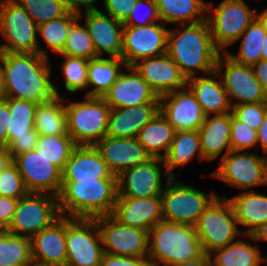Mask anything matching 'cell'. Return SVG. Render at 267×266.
I'll list each match as a JSON object with an SVG mask.
<instances>
[{"mask_svg":"<svg viewBox=\"0 0 267 266\" xmlns=\"http://www.w3.org/2000/svg\"><path fill=\"white\" fill-rule=\"evenodd\" d=\"M231 112L237 119L257 131L267 114V102L235 105Z\"/></svg>","mask_w":267,"mask_h":266,"instance_id":"cell-47","label":"cell"},{"mask_svg":"<svg viewBox=\"0 0 267 266\" xmlns=\"http://www.w3.org/2000/svg\"><path fill=\"white\" fill-rule=\"evenodd\" d=\"M64 105L67 131L76 146H95L106 136L111 108L102 97L70 101L64 95Z\"/></svg>","mask_w":267,"mask_h":266,"instance_id":"cell-5","label":"cell"},{"mask_svg":"<svg viewBox=\"0 0 267 266\" xmlns=\"http://www.w3.org/2000/svg\"><path fill=\"white\" fill-rule=\"evenodd\" d=\"M61 216L58 197L48 193H28L18 200L6 231L31 238Z\"/></svg>","mask_w":267,"mask_h":266,"instance_id":"cell-11","label":"cell"},{"mask_svg":"<svg viewBox=\"0 0 267 266\" xmlns=\"http://www.w3.org/2000/svg\"><path fill=\"white\" fill-rule=\"evenodd\" d=\"M75 147L69 135H39L35 151L63 172Z\"/></svg>","mask_w":267,"mask_h":266,"instance_id":"cell-40","label":"cell"},{"mask_svg":"<svg viewBox=\"0 0 267 266\" xmlns=\"http://www.w3.org/2000/svg\"><path fill=\"white\" fill-rule=\"evenodd\" d=\"M100 231L103 252L117 256L147 258L148 232L120 224L111 215L94 218Z\"/></svg>","mask_w":267,"mask_h":266,"instance_id":"cell-15","label":"cell"},{"mask_svg":"<svg viewBox=\"0 0 267 266\" xmlns=\"http://www.w3.org/2000/svg\"><path fill=\"white\" fill-rule=\"evenodd\" d=\"M13 162L29 193H48L58 196L62 172L35 150L17 155Z\"/></svg>","mask_w":267,"mask_h":266,"instance_id":"cell-17","label":"cell"},{"mask_svg":"<svg viewBox=\"0 0 267 266\" xmlns=\"http://www.w3.org/2000/svg\"><path fill=\"white\" fill-rule=\"evenodd\" d=\"M219 160L220 164L209 175L211 178L236 187L240 192L267 186V156L259 155L255 151L231 150Z\"/></svg>","mask_w":267,"mask_h":266,"instance_id":"cell-10","label":"cell"},{"mask_svg":"<svg viewBox=\"0 0 267 266\" xmlns=\"http://www.w3.org/2000/svg\"><path fill=\"white\" fill-rule=\"evenodd\" d=\"M219 197L227 198L236 215L239 229L243 235H252L257 228L267 221V195L257 190L243 191L229 198L227 195ZM243 231V232H242Z\"/></svg>","mask_w":267,"mask_h":266,"instance_id":"cell-29","label":"cell"},{"mask_svg":"<svg viewBox=\"0 0 267 266\" xmlns=\"http://www.w3.org/2000/svg\"><path fill=\"white\" fill-rule=\"evenodd\" d=\"M31 265V239L0 230V266Z\"/></svg>","mask_w":267,"mask_h":266,"instance_id":"cell-39","label":"cell"},{"mask_svg":"<svg viewBox=\"0 0 267 266\" xmlns=\"http://www.w3.org/2000/svg\"><path fill=\"white\" fill-rule=\"evenodd\" d=\"M117 178L95 146H76L62 172V181H95Z\"/></svg>","mask_w":267,"mask_h":266,"instance_id":"cell-25","label":"cell"},{"mask_svg":"<svg viewBox=\"0 0 267 266\" xmlns=\"http://www.w3.org/2000/svg\"><path fill=\"white\" fill-rule=\"evenodd\" d=\"M31 256L37 266H66V216L31 238Z\"/></svg>","mask_w":267,"mask_h":266,"instance_id":"cell-22","label":"cell"},{"mask_svg":"<svg viewBox=\"0 0 267 266\" xmlns=\"http://www.w3.org/2000/svg\"><path fill=\"white\" fill-rule=\"evenodd\" d=\"M160 21L165 25L194 24L206 20L204 0H155Z\"/></svg>","mask_w":267,"mask_h":266,"instance_id":"cell-33","label":"cell"},{"mask_svg":"<svg viewBox=\"0 0 267 266\" xmlns=\"http://www.w3.org/2000/svg\"><path fill=\"white\" fill-rule=\"evenodd\" d=\"M160 111V103H145L135 107L111 108L106 136L135 138L139 131Z\"/></svg>","mask_w":267,"mask_h":266,"instance_id":"cell-26","label":"cell"},{"mask_svg":"<svg viewBox=\"0 0 267 266\" xmlns=\"http://www.w3.org/2000/svg\"><path fill=\"white\" fill-rule=\"evenodd\" d=\"M261 13L250 8L245 0H223L216 7L213 2H207L206 19L215 47L226 53Z\"/></svg>","mask_w":267,"mask_h":266,"instance_id":"cell-6","label":"cell"},{"mask_svg":"<svg viewBox=\"0 0 267 266\" xmlns=\"http://www.w3.org/2000/svg\"><path fill=\"white\" fill-rule=\"evenodd\" d=\"M267 33V8L258 15L236 41L240 42L237 54L227 51L235 62L253 66L262 59V41Z\"/></svg>","mask_w":267,"mask_h":266,"instance_id":"cell-32","label":"cell"},{"mask_svg":"<svg viewBox=\"0 0 267 266\" xmlns=\"http://www.w3.org/2000/svg\"><path fill=\"white\" fill-rule=\"evenodd\" d=\"M57 197L63 216L94 219L111 215L118 197L117 178L62 181Z\"/></svg>","mask_w":267,"mask_h":266,"instance_id":"cell-3","label":"cell"},{"mask_svg":"<svg viewBox=\"0 0 267 266\" xmlns=\"http://www.w3.org/2000/svg\"><path fill=\"white\" fill-rule=\"evenodd\" d=\"M195 156L199 158L200 162L206 161L201 150L198 131H176L169 151L163 158L169 177H178L173 171L187 166Z\"/></svg>","mask_w":267,"mask_h":266,"instance_id":"cell-31","label":"cell"},{"mask_svg":"<svg viewBox=\"0 0 267 266\" xmlns=\"http://www.w3.org/2000/svg\"><path fill=\"white\" fill-rule=\"evenodd\" d=\"M79 19L78 14L74 12H68L65 16L42 23L38 25V42L42 38L45 47L39 48V54L49 58L48 50L50 49L59 54L66 43L67 36L69 34L71 26ZM40 35V36H39Z\"/></svg>","mask_w":267,"mask_h":266,"instance_id":"cell-37","label":"cell"},{"mask_svg":"<svg viewBox=\"0 0 267 266\" xmlns=\"http://www.w3.org/2000/svg\"><path fill=\"white\" fill-rule=\"evenodd\" d=\"M111 216L122 225L141 228L149 232L163 220L161 196L117 197Z\"/></svg>","mask_w":267,"mask_h":266,"instance_id":"cell-23","label":"cell"},{"mask_svg":"<svg viewBox=\"0 0 267 266\" xmlns=\"http://www.w3.org/2000/svg\"><path fill=\"white\" fill-rule=\"evenodd\" d=\"M34 128L39 135H69L64 97L55 96L37 105Z\"/></svg>","mask_w":267,"mask_h":266,"instance_id":"cell-36","label":"cell"},{"mask_svg":"<svg viewBox=\"0 0 267 266\" xmlns=\"http://www.w3.org/2000/svg\"><path fill=\"white\" fill-rule=\"evenodd\" d=\"M0 52L39 53L38 25L15 0H0Z\"/></svg>","mask_w":267,"mask_h":266,"instance_id":"cell-9","label":"cell"},{"mask_svg":"<svg viewBox=\"0 0 267 266\" xmlns=\"http://www.w3.org/2000/svg\"><path fill=\"white\" fill-rule=\"evenodd\" d=\"M82 19H78L70 28L63 50L57 55L83 58L86 60L97 58L93 40Z\"/></svg>","mask_w":267,"mask_h":266,"instance_id":"cell-41","label":"cell"},{"mask_svg":"<svg viewBox=\"0 0 267 266\" xmlns=\"http://www.w3.org/2000/svg\"><path fill=\"white\" fill-rule=\"evenodd\" d=\"M261 145L262 155L267 156V114L257 130V147Z\"/></svg>","mask_w":267,"mask_h":266,"instance_id":"cell-55","label":"cell"},{"mask_svg":"<svg viewBox=\"0 0 267 266\" xmlns=\"http://www.w3.org/2000/svg\"><path fill=\"white\" fill-rule=\"evenodd\" d=\"M103 254L96 220L66 216V266H100Z\"/></svg>","mask_w":267,"mask_h":266,"instance_id":"cell-12","label":"cell"},{"mask_svg":"<svg viewBox=\"0 0 267 266\" xmlns=\"http://www.w3.org/2000/svg\"><path fill=\"white\" fill-rule=\"evenodd\" d=\"M13 162V158L7 148L0 147V172Z\"/></svg>","mask_w":267,"mask_h":266,"instance_id":"cell-58","label":"cell"},{"mask_svg":"<svg viewBox=\"0 0 267 266\" xmlns=\"http://www.w3.org/2000/svg\"><path fill=\"white\" fill-rule=\"evenodd\" d=\"M249 240L259 243L260 241L267 242V221L255 230L252 235H249Z\"/></svg>","mask_w":267,"mask_h":266,"instance_id":"cell-57","label":"cell"},{"mask_svg":"<svg viewBox=\"0 0 267 266\" xmlns=\"http://www.w3.org/2000/svg\"><path fill=\"white\" fill-rule=\"evenodd\" d=\"M159 99L160 112L176 131H198L202 126L206 115L188 86Z\"/></svg>","mask_w":267,"mask_h":266,"instance_id":"cell-18","label":"cell"},{"mask_svg":"<svg viewBox=\"0 0 267 266\" xmlns=\"http://www.w3.org/2000/svg\"><path fill=\"white\" fill-rule=\"evenodd\" d=\"M202 253L194 226L161 220L148 232L150 266H175Z\"/></svg>","mask_w":267,"mask_h":266,"instance_id":"cell-4","label":"cell"},{"mask_svg":"<svg viewBox=\"0 0 267 266\" xmlns=\"http://www.w3.org/2000/svg\"><path fill=\"white\" fill-rule=\"evenodd\" d=\"M9 108L7 102L4 100L0 102V147L7 148V119Z\"/></svg>","mask_w":267,"mask_h":266,"instance_id":"cell-53","label":"cell"},{"mask_svg":"<svg viewBox=\"0 0 267 266\" xmlns=\"http://www.w3.org/2000/svg\"><path fill=\"white\" fill-rule=\"evenodd\" d=\"M39 134L35 128L30 129V135L16 136L7 146L12 158L22 153L35 150Z\"/></svg>","mask_w":267,"mask_h":266,"instance_id":"cell-49","label":"cell"},{"mask_svg":"<svg viewBox=\"0 0 267 266\" xmlns=\"http://www.w3.org/2000/svg\"><path fill=\"white\" fill-rule=\"evenodd\" d=\"M231 150L251 151L257 147V131L241 120L237 119L231 112Z\"/></svg>","mask_w":267,"mask_h":266,"instance_id":"cell-44","label":"cell"},{"mask_svg":"<svg viewBox=\"0 0 267 266\" xmlns=\"http://www.w3.org/2000/svg\"><path fill=\"white\" fill-rule=\"evenodd\" d=\"M126 64L121 58L97 57L88 63V85L84 96L103 97Z\"/></svg>","mask_w":267,"mask_h":266,"instance_id":"cell-34","label":"cell"},{"mask_svg":"<svg viewBox=\"0 0 267 266\" xmlns=\"http://www.w3.org/2000/svg\"><path fill=\"white\" fill-rule=\"evenodd\" d=\"M6 91L4 87V79H3V73L0 67V102L6 100Z\"/></svg>","mask_w":267,"mask_h":266,"instance_id":"cell-59","label":"cell"},{"mask_svg":"<svg viewBox=\"0 0 267 266\" xmlns=\"http://www.w3.org/2000/svg\"><path fill=\"white\" fill-rule=\"evenodd\" d=\"M187 86L194 93L206 116L231 112L232 105L216 70L206 75L191 77L187 80Z\"/></svg>","mask_w":267,"mask_h":266,"instance_id":"cell-27","label":"cell"},{"mask_svg":"<svg viewBox=\"0 0 267 266\" xmlns=\"http://www.w3.org/2000/svg\"><path fill=\"white\" fill-rule=\"evenodd\" d=\"M97 1L98 0H64L67 10L76 14H80L83 11L99 9L95 6Z\"/></svg>","mask_w":267,"mask_h":266,"instance_id":"cell-52","label":"cell"},{"mask_svg":"<svg viewBox=\"0 0 267 266\" xmlns=\"http://www.w3.org/2000/svg\"><path fill=\"white\" fill-rule=\"evenodd\" d=\"M215 70L222 80L232 107L243 103L267 102L252 66L237 63L227 53H220Z\"/></svg>","mask_w":267,"mask_h":266,"instance_id":"cell-13","label":"cell"},{"mask_svg":"<svg viewBox=\"0 0 267 266\" xmlns=\"http://www.w3.org/2000/svg\"><path fill=\"white\" fill-rule=\"evenodd\" d=\"M175 266H211L209 255L204 252L196 259L179 263Z\"/></svg>","mask_w":267,"mask_h":266,"instance_id":"cell-56","label":"cell"},{"mask_svg":"<svg viewBox=\"0 0 267 266\" xmlns=\"http://www.w3.org/2000/svg\"><path fill=\"white\" fill-rule=\"evenodd\" d=\"M178 28V29H177ZM180 28V29H179ZM188 80L215 71L220 51L215 47L207 19L194 24L170 28L167 52Z\"/></svg>","mask_w":267,"mask_h":266,"instance_id":"cell-2","label":"cell"},{"mask_svg":"<svg viewBox=\"0 0 267 266\" xmlns=\"http://www.w3.org/2000/svg\"><path fill=\"white\" fill-rule=\"evenodd\" d=\"M19 199L0 196V230H6L15 214Z\"/></svg>","mask_w":267,"mask_h":266,"instance_id":"cell-51","label":"cell"},{"mask_svg":"<svg viewBox=\"0 0 267 266\" xmlns=\"http://www.w3.org/2000/svg\"><path fill=\"white\" fill-rule=\"evenodd\" d=\"M248 239L249 235H242L237 241L210 253L211 266H261L263 263L267 266V255H262L257 242L254 245Z\"/></svg>","mask_w":267,"mask_h":266,"instance_id":"cell-30","label":"cell"},{"mask_svg":"<svg viewBox=\"0 0 267 266\" xmlns=\"http://www.w3.org/2000/svg\"><path fill=\"white\" fill-rule=\"evenodd\" d=\"M144 9V10H143ZM160 22L155 0H137L124 26H148Z\"/></svg>","mask_w":267,"mask_h":266,"instance_id":"cell-46","label":"cell"},{"mask_svg":"<svg viewBox=\"0 0 267 266\" xmlns=\"http://www.w3.org/2000/svg\"><path fill=\"white\" fill-rule=\"evenodd\" d=\"M163 176L170 178L163 159L157 157H151L135 167L125 169L117 176L118 197L161 196L166 185V181L162 183Z\"/></svg>","mask_w":267,"mask_h":266,"instance_id":"cell-14","label":"cell"},{"mask_svg":"<svg viewBox=\"0 0 267 266\" xmlns=\"http://www.w3.org/2000/svg\"><path fill=\"white\" fill-rule=\"evenodd\" d=\"M255 77L262 85L264 94L267 98V60L261 59L259 62L252 66Z\"/></svg>","mask_w":267,"mask_h":266,"instance_id":"cell-54","label":"cell"},{"mask_svg":"<svg viewBox=\"0 0 267 266\" xmlns=\"http://www.w3.org/2000/svg\"><path fill=\"white\" fill-rule=\"evenodd\" d=\"M28 193L14 162L0 172V196L20 199Z\"/></svg>","mask_w":267,"mask_h":266,"instance_id":"cell-45","label":"cell"},{"mask_svg":"<svg viewBox=\"0 0 267 266\" xmlns=\"http://www.w3.org/2000/svg\"><path fill=\"white\" fill-rule=\"evenodd\" d=\"M31 16L37 25L57 20L69 11L64 0H15Z\"/></svg>","mask_w":267,"mask_h":266,"instance_id":"cell-43","label":"cell"},{"mask_svg":"<svg viewBox=\"0 0 267 266\" xmlns=\"http://www.w3.org/2000/svg\"><path fill=\"white\" fill-rule=\"evenodd\" d=\"M78 16L79 19L82 17L85 19L84 24L93 40L98 57L121 58L123 22L105 14L100 9L85 11Z\"/></svg>","mask_w":267,"mask_h":266,"instance_id":"cell-20","label":"cell"},{"mask_svg":"<svg viewBox=\"0 0 267 266\" xmlns=\"http://www.w3.org/2000/svg\"><path fill=\"white\" fill-rule=\"evenodd\" d=\"M95 147L110 171L117 176L123 170L135 167L151 158L136 137L114 138L105 136Z\"/></svg>","mask_w":267,"mask_h":266,"instance_id":"cell-24","label":"cell"},{"mask_svg":"<svg viewBox=\"0 0 267 266\" xmlns=\"http://www.w3.org/2000/svg\"><path fill=\"white\" fill-rule=\"evenodd\" d=\"M39 53L0 52L7 98L44 103L60 96L59 87L52 80V64Z\"/></svg>","mask_w":267,"mask_h":266,"instance_id":"cell-1","label":"cell"},{"mask_svg":"<svg viewBox=\"0 0 267 266\" xmlns=\"http://www.w3.org/2000/svg\"><path fill=\"white\" fill-rule=\"evenodd\" d=\"M102 98L110 108L135 107L145 103H160L157 94L133 66L123 67L116 81Z\"/></svg>","mask_w":267,"mask_h":266,"instance_id":"cell-19","label":"cell"},{"mask_svg":"<svg viewBox=\"0 0 267 266\" xmlns=\"http://www.w3.org/2000/svg\"><path fill=\"white\" fill-rule=\"evenodd\" d=\"M133 67L158 97L187 86V79L167 53L142 59Z\"/></svg>","mask_w":267,"mask_h":266,"instance_id":"cell-21","label":"cell"},{"mask_svg":"<svg viewBox=\"0 0 267 266\" xmlns=\"http://www.w3.org/2000/svg\"><path fill=\"white\" fill-rule=\"evenodd\" d=\"M137 0H103L104 13L120 22H125L130 16L132 7Z\"/></svg>","mask_w":267,"mask_h":266,"instance_id":"cell-48","label":"cell"},{"mask_svg":"<svg viewBox=\"0 0 267 266\" xmlns=\"http://www.w3.org/2000/svg\"><path fill=\"white\" fill-rule=\"evenodd\" d=\"M168 31L161 21L148 26H124L121 59L126 66H133L142 59L165 54Z\"/></svg>","mask_w":267,"mask_h":266,"instance_id":"cell-16","label":"cell"},{"mask_svg":"<svg viewBox=\"0 0 267 266\" xmlns=\"http://www.w3.org/2000/svg\"><path fill=\"white\" fill-rule=\"evenodd\" d=\"M9 113L7 119V146L16 136L30 135L34 128L37 103L14 98H6Z\"/></svg>","mask_w":267,"mask_h":266,"instance_id":"cell-38","label":"cell"},{"mask_svg":"<svg viewBox=\"0 0 267 266\" xmlns=\"http://www.w3.org/2000/svg\"><path fill=\"white\" fill-rule=\"evenodd\" d=\"M216 191L207 193L194 185L166 179L161 194L163 220L194 226L201 214L218 197Z\"/></svg>","mask_w":267,"mask_h":266,"instance_id":"cell-7","label":"cell"},{"mask_svg":"<svg viewBox=\"0 0 267 266\" xmlns=\"http://www.w3.org/2000/svg\"><path fill=\"white\" fill-rule=\"evenodd\" d=\"M64 59L60 65L61 74L63 76V82L65 91L69 93H75L87 90L88 85V63L89 60L71 57L67 55H60Z\"/></svg>","mask_w":267,"mask_h":266,"instance_id":"cell-42","label":"cell"},{"mask_svg":"<svg viewBox=\"0 0 267 266\" xmlns=\"http://www.w3.org/2000/svg\"><path fill=\"white\" fill-rule=\"evenodd\" d=\"M264 41H262V59L267 60V33L264 36Z\"/></svg>","mask_w":267,"mask_h":266,"instance_id":"cell-60","label":"cell"},{"mask_svg":"<svg viewBox=\"0 0 267 266\" xmlns=\"http://www.w3.org/2000/svg\"><path fill=\"white\" fill-rule=\"evenodd\" d=\"M100 266H150L148 258L117 256L104 253Z\"/></svg>","mask_w":267,"mask_h":266,"instance_id":"cell-50","label":"cell"},{"mask_svg":"<svg viewBox=\"0 0 267 266\" xmlns=\"http://www.w3.org/2000/svg\"><path fill=\"white\" fill-rule=\"evenodd\" d=\"M198 134L206 162L221 156L223 158L231 151V112L223 115H207Z\"/></svg>","mask_w":267,"mask_h":266,"instance_id":"cell-28","label":"cell"},{"mask_svg":"<svg viewBox=\"0 0 267 266\" xmlns=\"http://www.w3.org/2000/svg\"><path fill=\"white\" fill-rule=\"evenodd\" d=\"M194 228L206 255L237 241L243 235L230 201L219 196L201 214Z\"/></svg>","mask_w":267,"mask_h":266,"instance_id":"cell-8","label":"cell"},{"mask_svg":"<svg viewBox=\"0 0 267 266\" xmlns=\"http://www.w3.org/2000/svg\"><path fill=\"white\" fill-rule=\"evenodd\" d=\"M176 130L159 111L138 133L137 140L150 157L163 159L169 151Z\"/></svg>","mask_w":267,"mask_h":266,"instance_id":"cell-35","label":"cell"}]
</instances>
